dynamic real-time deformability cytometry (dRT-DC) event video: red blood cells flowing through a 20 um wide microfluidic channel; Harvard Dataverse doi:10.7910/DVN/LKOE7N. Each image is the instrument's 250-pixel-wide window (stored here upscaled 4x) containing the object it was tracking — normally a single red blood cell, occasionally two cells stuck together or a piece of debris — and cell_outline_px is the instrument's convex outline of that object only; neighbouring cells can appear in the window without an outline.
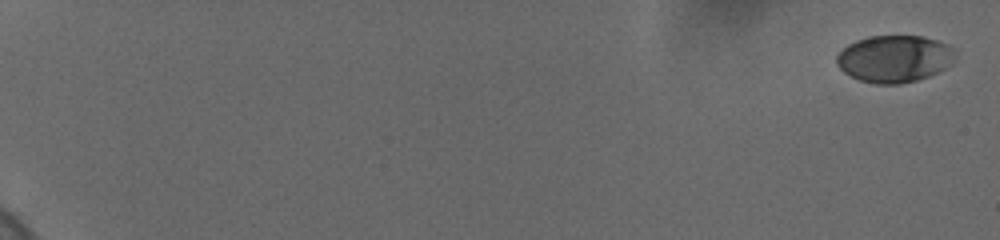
{"species": "human", "species_latin": "Homo sapiens", "temperature_condition": "cold", "stored_images_in_passage": 12, "camera_frame_rate_fps": 3000, "um_per_image_px": 0.085, "donor": {"sex": "female"}, "frame": {"image": 1, "passage_image": 1, "time_ms": 0.0, "image_size_px": [1000, 240], "cell_outline_px": [[944, 68], [928, 76], [916, 80], [900, 84], [876, 84], [860, 80], [844, 72], [836, 64], [836, 56], [848, 44], [856, 40], [868, 36], [920, 36], [936, 40], [944, 44]], "centroid_in_image_um": [75.8, 5.0], "position_along_channel_um": 9.2, "area_um2": 30.92}}
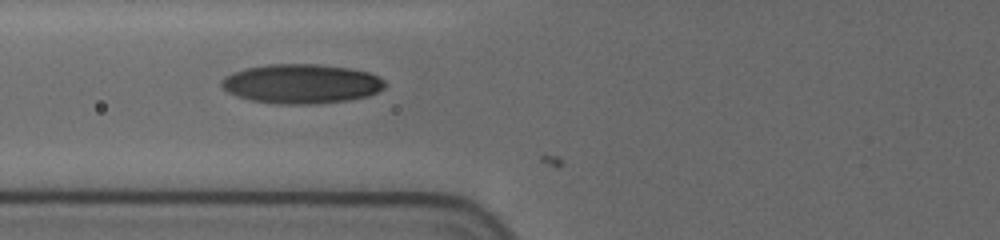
{"frame": {"image": 2, "passage_image": 9, "time_ms": 8.667, "image_size_px": [1000, 240], "cell_outline_px": [[388, 84], [384, 88], [376, 92], [364, 96], [344, 100], [312, 104], [276, 104], [252, 100], [228, 92], [220, 84], [220, 80], [224, 76], [232, 72], [248, 68], [268, 64], [316, 64], [348, 68], [368, 72], [384, 80]], "centroid_in_image_um": [25.59, 7.11], "position_along_channel_um": 100.2, "area_um2": 37.17}}
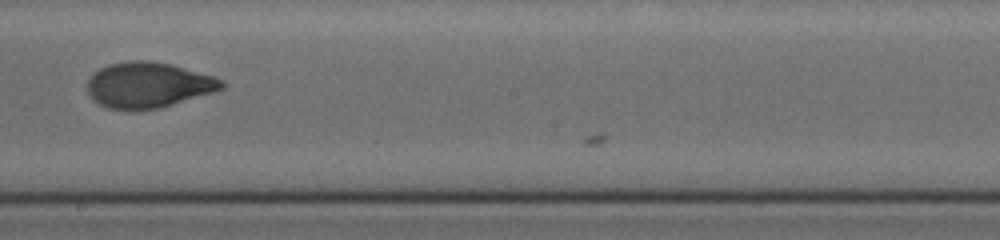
{"frame": {"image": 3, "passage_image": 12, "time_ms": 12.333, "image_size_px": [1000, 240], "cell_outline_px": [[228, 84], [224, 88], [216, 92], [156, 108], [108, 108], [100, 104], [88, 92], [88, 80], [92, 72], [108, 64], [128, 60], [148, 60], [172, 64], [216, 76]], "centroid_in_image_um": [12.66, 7.18], "position_along_channel_um": 235.5, "area_um2": 35.49}}